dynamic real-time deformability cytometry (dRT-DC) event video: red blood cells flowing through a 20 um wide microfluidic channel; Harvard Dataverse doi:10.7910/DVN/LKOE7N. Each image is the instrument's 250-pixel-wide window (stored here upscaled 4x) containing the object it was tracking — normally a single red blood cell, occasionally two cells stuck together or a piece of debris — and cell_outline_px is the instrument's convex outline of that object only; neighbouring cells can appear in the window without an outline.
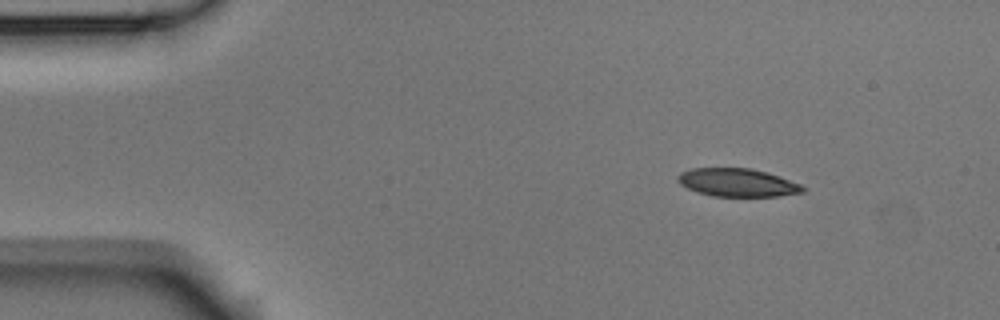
{"species": "Egyptian fruit bat (a non-hibernating species)", "species_latin": "Rousettus aegyptiacus", "temperature_condition": "room temperature", "stored_images_in_passage": 4, "camera_frame_rate_fps": 3000, "um_per_image_px": 0.085, "animal": {"sex": "male"}, "frame": {"image": 1, "passage_image": 1, "time_ms": 0.0, "image_size_px": [1000, 320], "cell_outline_px": [[808, 188], [804, 192], [780, 196], [712, 196], [696, 192], [680, 184], [676, 180], [676, 176], [680, 172], [692, 168], [752, 168], [768, 172], [800, 184]], "centroid_in_image_um": [62.68, 15.51], "position_along_channel_um": 22.3, "area_um2": 20.69}}
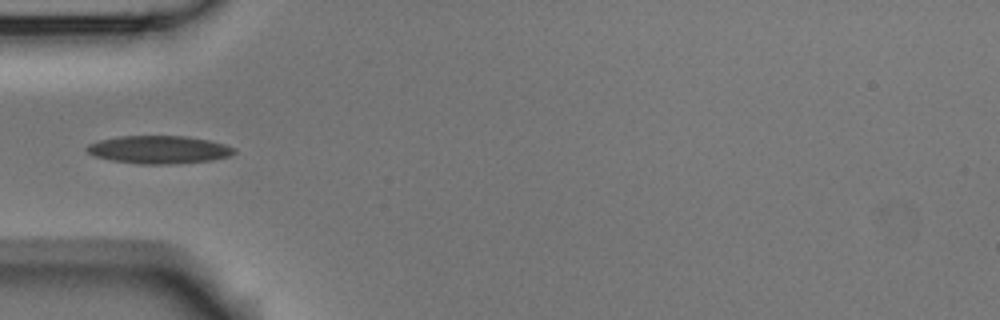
{"frame": {"image": 2, "passage_image": 4, "time_ms": 1.0, "image_size_px": [1000, 320], "cell_outline_px": [[236, 152], [228, 156], [212, 160], [176, 164], [140, 164], [112, 160], [92, 156], [84, 148], [88, 144], [100, 140], [120, 136], [184, 136], [208, 140], [224, 144], [236, 148]], "centroid_in_image_um": [13.49, 12.72], "position_along_channel_um": 71.5, "area_um2": 23.99}}